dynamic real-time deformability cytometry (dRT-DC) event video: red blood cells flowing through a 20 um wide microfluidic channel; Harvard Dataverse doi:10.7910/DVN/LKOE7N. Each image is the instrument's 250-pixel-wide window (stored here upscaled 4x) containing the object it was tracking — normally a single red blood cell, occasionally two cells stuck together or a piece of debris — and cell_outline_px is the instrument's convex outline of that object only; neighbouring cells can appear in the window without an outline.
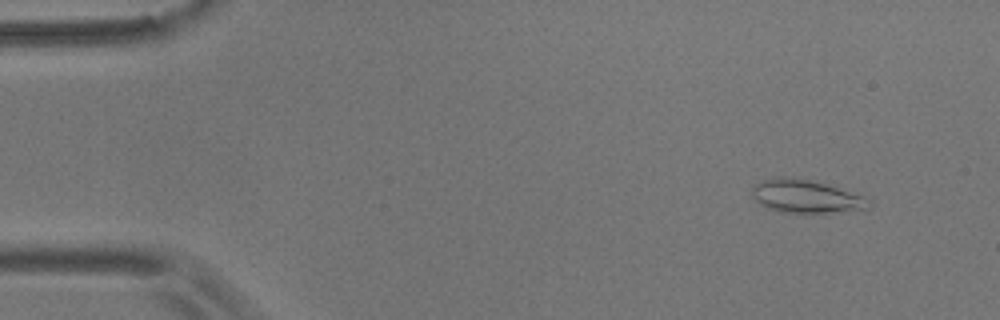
{"species": "common noctule bat (a hibernating species)", "species_latin": "Nyctalus noctula", "temperature_condition": "room temperature", "stored_images_in_passage": 9, "camera_frame_rate_fps": 3000, "um_per_image_px": 0.085, "animal": {"sex": "male", "body_mass_g": 17.9}, "frame": {"image": 1, "passage_image": 5, "time_ms": 1.333, "image_size_px": [1000, 320], "cell_outline_px": [[872, 204], [868, 208], [828, 212], [780, 212], [768, 208], [760, 204], [752, 196], [752, 184], [772, 176], [796, 176], [824, 184], [864, 196], [872, 200]], "centroid_in_image_um": [68.43, 16.66], "position_along_channel_um": 16.6, "area_um2": 22.54}}